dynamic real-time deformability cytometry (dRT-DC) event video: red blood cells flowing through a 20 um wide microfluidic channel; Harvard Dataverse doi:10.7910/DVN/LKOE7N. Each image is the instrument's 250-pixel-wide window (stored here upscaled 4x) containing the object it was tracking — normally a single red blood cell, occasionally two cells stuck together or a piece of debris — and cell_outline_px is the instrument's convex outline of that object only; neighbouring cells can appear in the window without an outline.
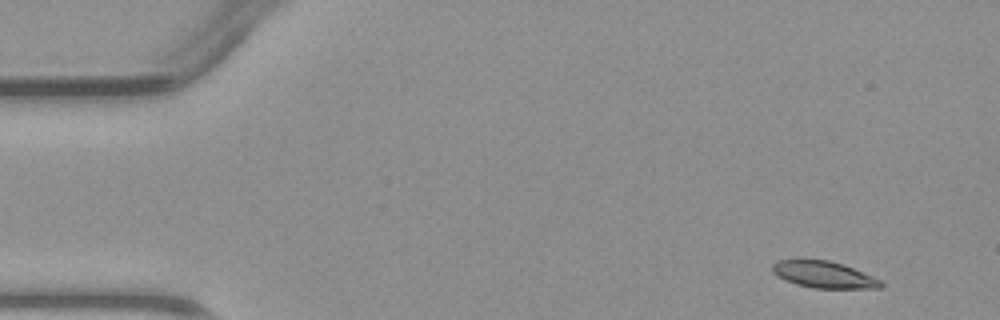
{"species": "common noctule bat (a hibernating species)", "species_latin": "Nyctalus noctula", "temperature_condition": "warm", "stored_images_in_passage": 4, "camera_frame_rate_fps": 3000, "um_per_image_px": 0.085, "animal": {"sex": "male", "body_mass_g": 23.1, "forearm_length_mm": 52.7}, "frame": {"image": 1, "passage_image": 1, "time_ms": 0.0, "image_size_px": [1000, 320], "cell_outline_px": [[884, 284], [880, 288], [812, 288], [796, 284], [784, 280], [772, 272], [772, 264], [780, 260], [800, 256], [828, 260], [844, 264], [872, 276], [880, 280]], "centroid_in_image_um": [69.95, 23.29], "position_along_channel_um": 15.1, "area_um2": 17.46}}
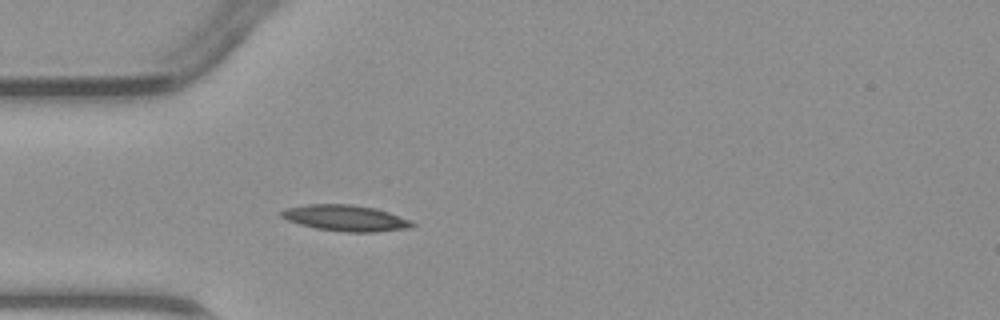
{"frame": {"image": 2, "passage_image": 4, "time_ms": 3.333, "image_size_px": [1000, 320], "cell_outline_px": [[416, 224], [412, 228], [380, 232], [344, 232], [316, 228], [300, 224], [288, 220], [280, 216], [280, 212], [284, 208], [308, 204], [352, 204], [376, 208], [412, 220]], "centroid_in_image_um": [29.42, 18.54], "position_along_channel_um": 55.6, "area_um2": 20.11}}